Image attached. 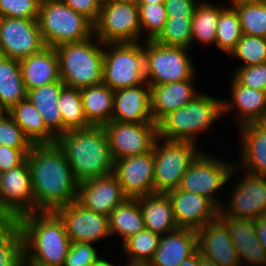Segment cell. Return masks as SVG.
I'll return each mask as SVG.
<instances>
[{
    "mask_svg": "<svg viewBox=\"0 0 266 266\" xmlns=\"http://www.w3.org/2000/svg\"><path fill=\"white\" fill-rule=\"evenodd\" d=\"M226 6L222 3L213 4L211 1L201 0L195 8L191 23V49L194 43H199L203 48L215 45L216 27L219 19V13Z\"/></svg>",
    "mask_w": 266,
    "mask_h": 266,
    "instance_id": "obj_33",
    "label": "cell"
},
{
    "mask_svg": "<svg viewBox=\"0 0 266 266\" xmlns=\"http://www.w3.org/2000/svg\"><path fill=\"white\" fill-rule=\"evenodd\" d=\"M179 228L197 231L218 217L219 208L208 198L180 190L167 193Z\"/></svg>",
    "mask_w": 266,
    "mask_h": 266,
    "instance_id": "obj_20",
    "label": "cell"
},
{
    "mask_svg": "<svg viewBox=\"0 0 266 266\" xmlns=\"http://www.w3.org/2000/svg\"><path fill=\"white\" fill-rule=\"evenodd\" d=\"M192 17H168L163 30L154 41L162 45L183 47L191 50Z\"/></svg>",
    "mask_w": 266,
    "mask_h": 266,
    "instance_id": "obj_40",
    "label": "cell"
},
{
    "mask_svg": "<svg viewBox=\"0 0 266 266\" xmlns=\"http://www.w3.org/2000/svg\"><path fill=\"white\" fill-rule=\"evenodd\" d=\"M179 266H200V252L197 250L192 256L183 261Z\"/></svg>",
    "mask_w": 266,
    "mask_h": 266,
    "instance_id": "obj_51",
    "label": "cell"
},
{
    "mask_svg": "<svg viewBox=\"0 0 266 266\" xmlns=\"http://www.w3.org/2000/svg\"><path fill=\"white\" fill-rule=\"evenodd\" d=\"M165 0H136V4H161Z\"/></svg>",
    "mask_w": 266,
    "mask_h": 266,
    "instance_id": "obj_55",
    "label": "cell"
},
{
    "mask_svg": "<svg viewBox=\"0 0 266 266\" xmlns=\"http://www.w3.org/2000/svg\"><path fill=\"white\" fill-rule=\"evenodd\" d=\"M58 105L63 118V133L92 126L84 113L80 89L64 86Z\"/></svg>",
    "mask_w": 266,
    "mask_h": 266,
    "instance_id": "obj_38",
    "label": "cell"
},
{
    "mask_svg": "<svg viewBox=\"0 0 266 266\" xmlns=\"http://www.w3.org/2000/svg\"><path fill=\"white\" fill-rule=\"evenodd\" d=\"M145 82L144 41L104 43L103 84L116 91Z\"/></svg>",
    "mask_w": 266,
    "mask_h": 266,
    "instance_id": "obj_8",
    "label": "cell"
},
{
    "mask_svg": "<svg viewBox=\"0 0 266 266\" xmlns=\"http://www.w3.org/2000/svg\"><path fill=\"white\" fill-rule=\"evenodd\" d=\"M64 86L60 79L27 92V99L32 102L43 117L46 127L56 137L63 134V118L58 101Z\"/></svg>",
    "mask_w": 266,
    "mask_h": 266,
    "instance_id": "obj_29",
    "label": "cell"
},
{
    "mask_svg": "<svg viewBox=\"0 0 266 266\" xmlns=\"http://www.w3.org/2000/svg\"><path fill=\"white\" fill-rule=\"evenodd\" d=\"M195 79L150 86L151 114L158 123L169 112L191 102L200 94ZM197 87V88H196Z\"/></svg>",
    "mask_w": 266,
    "mask_h": 266,
    "instance_id": "obj_25",
    "label": "cell"
},
{
    "mask_svg": "<svg viewBox=\"0 0 266 266\" xmlns=\"http://www.w3.org/2000/svg\"><path fill=\"white\" fill-rule=\"evenodd\" d=\"M55 51L65 86L82 89L102 83L104 43L94 35L81 42L59 45Z\"/></svg>",
    "mask_w": 266,
    "mask_h": 266,
    "instance_id": "obj_5",
    "label": "cell"
},
{
    "mask_svg": "<svg viewBox=\"0 0 266 266\" xmlns=\"http://www.w3.org/2000/svg\"><path fill=\"white\" fill-rule=\"evenodd\" d=\"M45 47L37 19L0 17V55L21 60Z\"/></svg>",
    "mask_w": 266,
    "mask_h": 266,
    "instance_id": "obj_15",
    "label": "cell"
},
{
    "mask_svg": "<svg viewBox=\"0 0 266 266\" xmlns=\"http://www.w3.org/2000/svg\"><path fill=\"white\" fill-rule=\"evenodd\" d=\"M108 222L111 237L112 235L120 237L122 239L120 244L144 230V218L138 198H127L118 205L108 216Z\"/></svg>",
    "mask_w": 266,
    "mask_h": 266,
    "instance_id": "obj_32",
    "label": "cell"
},
{
    "mask_svg": "<svg viewBox=\"0 0 266 266\" xmlns=\"http://www.w3.org/2000/svg\"><path fill=\"white\" fill-rule=\"evenodd\" d=\"M104 2H134L136 3V0H105Z\"/></svg>",
    "mask_w": 266,
    "mask_h": 266,
    "instance_id": "obj_57",
    "label": "cell"
},
{
    "mask_svg": "<svg viewBox=\"0 0 266 266\" xmlns=\"http://www.w3.org/2000/svg\"><path fill=\"white\" fill-rule=\"evenodd\" d=\"M10 110L0 102V120L9 116Z\"/></svg>",
    "mask_w": 266,
    "mask_h": 266,
    "instance_id": "obj_54",
    "label": "cell"
},
{
    "mask_svg": "<svg viewBox=\"0 0 266 266\" xmlns=\"http://www.w3.org/2000/svg\"><path fill=\"white\" fill-rule=\"evenodd\" d=\"M113 160L148 153L158 138L155 122L122 123L110 121L103 125Z\"/></svg>",
    "mask_w": 266,
    "mask_h": 266,
    "instance_id": "obj_13",
    "label": "cell"
},
{
    "mask_svg": "<svg viewBox=\"0 0 266 266\" xmlns=\"http://www.w3.org/2000/svg\"><path fill=\"white\" fill-rule=\"evenodd\" d=\"M34 212L32 180L27 159L2 173L0 180V219L17 220Z\"/></svg>",
    "mask_w": 266,
    "mask_h": 266,
    "instance_id": "obj_14",
    "label": "cell"
},
{
    "mask_svg": "<svg viewBox=\"0 0 266 266\" xmlns=\"http://www.w3.org/2000/svg\"><path fill=\"white\" fill-rule=\"evenodd\" d=\"M142 31V42L154 40L163 30L168 19L164 3L137 4Z\"/></svg>",
    "mask_w": 266,
    "mask_h": 266,
    "instance_id": "obj_42",
    "label": "cell"
},
{
    "mask_svg": "<svg viewBox=\"0 0 266 266\" xmlns=\"http://www.w3.org/2000/svg\"><path fill=\"white\" fill-rule=\"evenodd\" d=\"M75 12L85 16L93 24L98 19L101 7L102 0H62Z\"/></svg>",
    "mask_w": 266,
    "mask_h": 266,
    "instance_id": "obj_47",
    "label": "cell"
},
{
    "mask_svg": "<svg viewBox=\"0 0 266 266\" xmlns=\"http://www.w3.org/2000/svg\"><path fill=\"white\" fill-rule=\"evenodd\" d=\"M26 159L32 180L34 212H55L76 200L78 183L55 143L33 145Z\"/></svg>",
    "mask_w": 266,
    "mask_h": 266,
    "instance_id": "obj_1",
    "label": "cell"
},
{
    "mask_svg": "<svg viewBox=\"0 0 266 266\" xmlns=\"http://www.w3.org/2000/svg\"><path fill=\"white\" fill-rule=\"evenodd\" d=\"M111 121L154 122L151 114L150 85L145 82L135 87L114 91Z\"/></svg>",
    "mask_w": 266,
    "mask_h": 266,
    "instance_id": "obj_24",
    "label": "cell"
},
{
    "mask_svg": "<svg viewBox=\"0 0 266 266\" xmlns=\"http://www.w3.org/2000/svg\"><path fill=\"white\" fill-rule=\"evenodd\" d=\"M22 79L28 91L60 80L59 59L55 48L42 51L19 60Z\"/></svg>",
    "mask_w": 266,
    "mask_h": 266,
    "instance_id": "obj_27",
    "label": "cell"
},
{
    "mask_svg": "<svg viewBox=\"0 0 266 266\" xmlns=\"http://www.w3.org/2000/svg\"><path fill=\"white\" fill-rule=\"evenodd\" d=\"M222 118V98L201 92L191 102L169 112L157 123L158 137L171 141H190L200 146L199 138L210 132Z\"/></svg>",
    "mask_w": 266,
    "mask_h": 266,
    "instance_id": "obj_4",
    "label": "cell"
},
{
    "mask_svg": "<svg viewBox=\"0 0 266 266\" xmlns=\"http://www.w3.org/2000/svg\"><path fill=\"white\" fill-rule=\"evenodd\" d=\"M78 184L113 173L114 160L103 126L66 131L56 137Z\"/></svg>",
    "mask_w": 266,
    "mask_h": 266,
    "instance_id": "obj_3",
    "label": "cell"
},
{
    "mask_svg": "<svg viewBox=\"0 0 266 266\" xmlns=\"http://www.w3.org/2000/svg\"><path fill=\"white\" fill-rule=\"evenodd\" d=\"M26 98L19 60L0 55V102L10 110Z\"/></svg>",
    "mask_w": 266,
    "mask_h": 266,
    "instance_id": "obj_34",
    "label": "cell"
},
{
    "mask_svg": "<svg viewBox=\"0 0 266 266\" xmlns=\"http://www.w3.org/2000/svg\"><path fill=\"white\" fill-rule=\"evenodd\" d=\"M0 145L22 150L26 155L30 152L33 144L25 136L23 130L9 115L0 120Z\"/></svg>",
    "mask_w": 266,
    "mask_h": 266,
    "instance_id": "obj_43",
    "label": "cell"
},
{
    "mask_svg": "<svg viewBox=\"0 0 266 266\" xmlns=\"http://www.w3.org/2000/svg\"><path fill=\"white\" fill-rule=\"evenodd\" d=\"M113 174L128 198H138L154 193L153 150L115 160Z\"/></svg>",
    "mask_w": 266,
    "mask_h": 266,
    "instance_id": "obj_17",
    "label": "cell"
},
{
    "mask_svg": "<svg viewBox=\"0 0 266 266\" xmlns=\"http://www.w3.org/2000/svg\"><path fill=\"white\" fill-rule=\"evenodd\" d=\"M127 198L112 173L78 184L76 201L86 209L109 216Z\"/></svg>",
    "mask_w": 266,
    "mask_h": 266,
    "instance_id": "obj_19",
    "label": "cell"
},
{
    "mask_svg": "<svg viewBox=\"0 0 266 266\" xmlns=\"http://www.w3.org/2000/svg\"><path fill=\"white\" fill-rule=\"evenodd\" d=\"M9 115L33 145L55 143L56 136L46 127L43 117L27 98L13 106Z\"/></svg>",
    "mask_w": 266,
    "mask_h": 266,
    "instance_id": "obj_30",
    "label": "cell"
},
{
    "mask_svg": "<svg viewBox=\"0 0 266 266\" xmlns=\"http://www.w3.org/2000/svg\"><path fill=\"white\" fill-rule=\"evenodd\" d=\"M121 266H150L148 263H132V262H127L121 264Z\"/></svg>",
    "mask_w": 266,
    "mask_h": 266,
    "instance_id": "obj_56",
    "label": "cell"
},
{
    "mask_svg": "<svg viewBox=\"0 0 266 266\" xmlns=\"http://www.w3.org/2000/svg\"><path fill=\"white\" fill-rule=\"evenodd\" d=\"M255 230L259 242L266 251V213L255 220Z\"/></svg>",
    "mask_w": 266,
    "mask_h": 266,
    "instance_id": "obj_50",
    "label": "cell"
},
{
    "mask_svg": "<svg viewBox=\"0 0 266 266\" xmlns=\"http://www.w3.org/2000/svg\"><path fill=\"white\" fill-rule=\"evenodd\" d=\"M207 152L206 149L203 150L191 163L182 177L179 189L202 195L220 209L224 203V198H226L221 193L223 191L227 193L225 188L227 189L226 186L235 165V159L234 161L230 160V162L229 159L227 161L224 157L220 158Z\"/></svg>",
    "mask_w": 266,
    "mask_h": 266,
    "instance_id": "obj_9",
    "label": "cell"
},
{
    "mask_svg": "<svg viewBox=\"0 0 266 266\" xmlns=\"http://www.w3.org/2000/svg\"><path fill=\"white\" fill-rule=\"evenodd\" d=\"M233 77L243 86L266 92V62L231 71Z\"/></svg>",
    "mask_w": 266,
    "mask_h": 266,
    "instance_id": "obj_46",
    "label": "cell"
},
{
    "mask_svg": "<svg viewBox=\"0 0 266 266\" xmlns=\"http://www.w3.org/2000/svg\"><path fill=\"white\" fill-rule=\"evenodd\" d=\"M55 212L63 220L71 243L97 244L111 237L108 216L86 209L76 200Z\"/></svg>",
    "mask_w": 266,
    "mask_h": 266,
    "instance_id": "obj_16",
    "label": "cell"
},
{
    "mask_svg": "<svg viewBox=\"0 0 266 266\" xmlns=\"http://www.w3.org/2000/svg\"><path fill=\"white\" fill-rule=\"evenodd\" d=\"M227 185L231 190L222 193L228 197L220 208L225 215L256 220L266 213V176L253 175L234 165Z\"/></svg>",
    "mask_w": 266,
    "mask_h": 266,
    "instance_id": "obj_11",
    "label": "cell"
},
{
    "mask_svg": "<svg viewBox=\"0 0 266 266\" xmlns=\"http://www.w3.org/2000/svg\"><path fill=\"white\" fill-rule=\"evenodd\" d=\"M228 4V5H227ZM219 13L216 27L215 48L221 54L230 55L242 37L241 25L236 10L229 4Z\"/></svg>",
    "mask_w": 266,
    "mask_h": 266,
    "instance_id": "obj_37",
    "label": "cell"
},
{
    "mask_svg": "<svg viewBox=\"0 0 266 266\" xmlns=\"http://www.w3.org/2000/svg\"><path fill=\"white\" fill-rule=\"evenodd\" d=\"M231 78L228 87L231 97L222 98L223 116L234 113L237 127L266 121V92L243 86L233 76Z\"/></svg>",
    "mask_w": 266,
    "mask_h": 266,
    "instance_id": "obj_18",
    "label": "cell"
},
{
    "mask_svg": "<svg viewBox=\"0 0 266 266\" xmlns=\"http://www.w3.org/2000/svg\"><path fill=\"white\" fill-rule=\"evenodd\" d=\"M229 58L241 61L238 67H247L266 62V38L242 34Z\"/></svg>",
    "mask_w": 266,
    "mask_h": 266,
    "instance_id": "obj_41",
    "label": "cell"
},
{
    "mask_svg": "<svg viewBox=\"0 0 266 266\" xmlns=\"http://www.w3.org/2000/svg\"><path fill=\"white\" fill-rule=\"evenodd\" d=\"M218 218L228 229L241 266H266V251L257 238L255 220L230 217L220 209Z\"/></svg>",
    "mask_w": 266,
    "mask_h": 266,
    "instance_id": "obj_21",
    "label": "cell"
},
{
    "mask_svg": "<svg viewBox=\"0 0 266 266\" xmlns=\"http://www.w3.org/2000/svg\"><path fill=\"white\" fill-rule=\"evenodd\" d=\"M190 141L157 138L153 146L154 193L167 194L179 188L191 163L204 150Z\"/></svg>",
    "mask_w": 266,
    "mask_h": 266,
    "instance_id": "obj_7",
    "label": "cell"
},
{
    "mask_svg": "<svg viewBox=\"0 0 266 266\" xmlns=\"http://www.w3.org/2000/svg\"><path fill=\"white\" fill-rule=\"evenodd\" d=\"M239 160L235 165L253 175L266 176V121L238 127ZM241 158V159H240Z\"/></svg>",
    "mask_w": 266,
    "mask_h": 266,
    "instance_id": "obj_23",
    "label": "cell"
},
{
    "mask_svg": "<svg viewBox=\"0 0 266 266\" xmlns=\"http://www.w3.org/2000/svg\"><path fill=\"white\" fill-rule=\"evenodd\" d=\"M201 0H165L164 5L168 17L193 16L195 8Z\"/></svg>",
    "mask_w": 266,
    "mask_h": 266,
    "instance_id": "obj_49",
    "label": "cell"
},
{
    "mask_svg": "<svg viewBox=\"0 0 266 266\" xmlns=\"http://www.w3.org/2000/svg\"><path fill=\"white\" fill-rule=\"evenodd\" d=\"M236 10L242 34L266 38V1L228 0Z\"/></svg>",
    "mask_w": 266,
    "mask_h": 266,
    "instance_id": "obj_36",
    "label": "cell"
},
{
    "mask_svg": "<svg viewBox=\"0 0 266 266\" xmlns=\"http://www.w3.org/2000/svg\"><path fill=\"white\" fill-rule=\"evenodd\" d=\"M196 232L200 255L215 261L219 266H241L228 229L218 217Z\"/></svg>",
    "mask_w": 266,
    "mask_h": 266,
    "instance_id": "obj_22",
    "label": "cell"
},
{
    "mask_svg": "<svg viewBox=\"0 0 266 266\" xmlns=\"http://www.w3.org/2000/svg\"><path fill=\"white\" fill-rule=\"evenodd\" d=\"M161 236L144 229L126 239L121 245L123 259L132 263H149L156 252Z\"/></svg>",
    "mask_w": 266,
    "mask_h": 266,
    "instance_id": "obj_39",
    "label": "cell"
},
{
    "mask_svg": "<svg viewBox=\"0 0 266 266\" xmlns=\"http://www.w3.org/2000/svg\"><path fill=\"white\" fill-rule=\"evenodd\" d=\"M42 0H0V17L38 19Z\"/></svg>",
    "mask_w": 266,
    "mask_h": 266,
    "instance_id": "obj_44",
    "label": "cell"
},
{
    "mask_svg": "<svg viewBox=\"0 0 266 266\" xmlns=\"http://www.w3.org/2000/svg\"><path fill=\"white\" fill-rule=\"evenodd\" d=\"M247 1H266V0H247Z\"/></svg>",
    "mask_w": 266,
    "mask_h": 266,
    "instance_id": "obj_59",
    "label": "cell"
},
{
    "mask_svg": "<svg viewBox=\"0 0 266 266\" xmlns=\"http://www.w3.org/2000/svg\"><path fill=\"white\" fill-rule=\"evenodd\" d=\"M37 20L48 47L81 42L94 35V24L62 0H42Z\"/></svg>",
    "mask_w": 266,
    "mask_h": 266,
    "instance_id": "obj_6",
    "label": "cell"
},
{
    "mask_svg": "<svg viewBox=\"0 0 266 266\" xmlns=\"http://www.w3.org/2000/svg\"><path fill=\"white\" fill-rule=\"evenodd\" d=\"M98 251L96 244L71 243L63 266H93L103 257Z\"/></svg>",
    "mask_w": 266,
    "mask_h": 266,
    "instance_id": "obj_45",
    "label": "cell"
},
{
    "mask_svg": "<svg viewBox=\"0 0 266 266\" xmlns=\"http://www.w3.org/2000/svg\"><path fill=\"white\" fill-rule=\"evenodd\" d=\"M24 241L16 220L0 219V266H23Z\"/></svg>",
    "mask_w": 266,
    "mask_h": 266,
    "instance_id": "obj_35",
    "label": "cell"
},
{
    "mask_svg": "<svg viewBox=\"0 0 266 266\" xmlns=\"http://www.w3.org/2000/svg\"><path fill=\"white\" fill-rule=\"evenodd\" d=\"M200 266H219L215 261L200 255Z\"/></svg>",
    "mask_w": 266,
    "mask_h": 266,
    "instance_id": "obj_52",
    "label": "cell"
},
{
    "mask_svg": "<svg viewBox=\"0 0 266 266\" xmlns=\"http://www.w3.org/2000/svg\"><path fill=\"white\" fill-rule=\"evenodd\" d=\"M80 94L86 119L92 126H103L111 121L114 91L109 86L101 83L82 88Z\"/></svg>",
    "mask_w": 266,
    "mask_h": 266,
    "instance_id": "obj_31",
    "label": "cell"
},
{
    "mask_svg": "<svg viewBox=\"0 0 266 266\" xmlns=\"http://www.w3.org/2000/svg\"><path fill=\"white\" fill-rule=\"evenodd\" d=\"M138 202L143 214L145 229L163 236L179 228L167 194H148L138 197Z\"/></svg>",
    "mask_w": 266,
    "mask_h": 266,
    "instance_id": "obj_28",
    "label": "cell"
},
{
    "mask_svg": "<svg viewBox=\"0 0 266 266\" xmlns=\"http://www.w3.org/2000/svg\"><path fill=\"white\" fill-rule=\"evenodd\" d=\"M189 51L183 47L162 45L154 40L144 41L146 82L150 86H157L197 79V67Z\"/></svg>",
    "mask_w": 266,
    "mask_h": 266,
    "instance_id": "obj_10",
    "label": "cell"
},
{
    "mask_svg": "<svg viewBox=\"0 0 266 266\" xmlns=\"http://www.w3.org/2000/svg\"><path fill=\"white\" fill-rule=\"evenodd\" d=\"M94 36L102 43L142 42L138 5L134 2H103L94 23Z\"/></svg>",
    "mask_w": 266,
    "mask_h": 266,
    "instance_id": "obj_12",
    "label": "cell"
},
{
    "mask_svg": "<svg viewBox=\"0 0 266 266\" xmlns=\"http://www.w3.org/2000/svg\"><path fill=\"white\" fill-rule=\"evenodd\" d=\"M197 250V232L192 229L178 228L161 236L158 248L148 264L179 266Z\"/></svg>",
    "mask_w": 266,
    "mask_h": 266,
    "instance_id": "obj_26",
    "label": "cell"
},
{
    "mask_svg": "<svg viewBox=\"0 0 266 266\" xmlns=\"http://www.w3.org/2000/svg\"><path fill=\"white\" fill-rule=\"evenodd\" d=\"M24 241V262L33 266H63L71 242L65 224L54 211L24 214L17 220Z\"/></svg>",
    "mask_w": 266,
    "mask_h": 266,
    "instance_id": "obj_2",
    "label": "cell"
},
{
    "mask_svg": "<svg viewBox=\"0 0 266 266\" xmlns=\"http://www.w3.org/2000/svg\"><path fill=\"white\" fill-rule=\"evenodd\" d=\"M23 266H33V265H28L27 263H23Z\"/></svg>",
    "mask_w": 266,
    "mask_h": 266,
    "instance_id": "obj_58",
    "label": "cell"
},
{
    "mask_svg": "<svg viewBox=\"0 0 266 266\" xmlns=\"http://www.w3.org/2000/svg\"><path fill=\"white\" fill-rule=\"evenodd\" d=\"M93 266H116L109 259H106L104 256Z\"/></svg>",
    "mask_w": 266,
    "mask_h": 266,
    "instance_id": "obj_53",
    "label": "cell"
},
{
    "mask_svg": "<svg viewBox=\"0 0 266 266\" xmlns=\"http://www.w3.org/2000/svg\"><path fill=\"white\" fill-rule=\"evenodd\" d=\"M26 158L27 155L22 150L0 145V169L2 173L21 165Z\"/></svg>",
    "mask_w": 266,
    "mask_h": 266,
    "instance_id": "obj_48",
    "label": "cell"
}]
</instances>
